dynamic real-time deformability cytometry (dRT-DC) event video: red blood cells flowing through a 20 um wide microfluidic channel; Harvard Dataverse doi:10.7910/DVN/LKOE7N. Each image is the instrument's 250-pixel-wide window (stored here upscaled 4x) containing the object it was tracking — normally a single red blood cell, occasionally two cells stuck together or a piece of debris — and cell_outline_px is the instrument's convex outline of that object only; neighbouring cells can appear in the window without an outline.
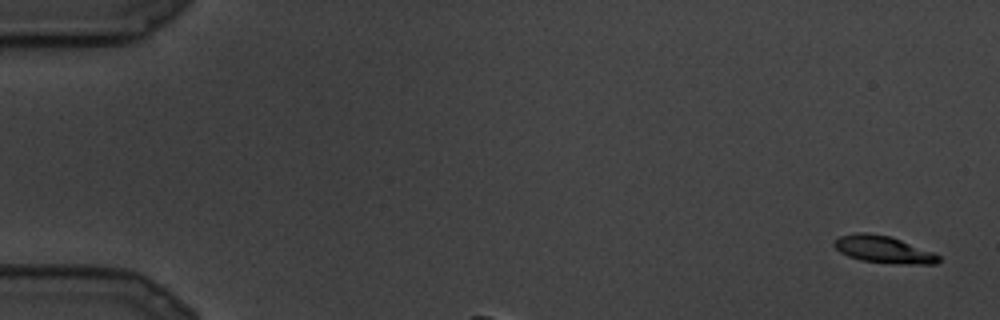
{"species": "common noctule bat (a hibernating species)", "species_latin": "Nyctalus noctula", "temperature_condition": "cold", "stored_images_in_passage": 4, "camera_frame_rate_fps": 3000, "um_per_image_px": 0.085, "animal": {"sex": "male", "body_mass_g": 19.5, "forearm_length_mm": 54.6}, "frame": {"image": 1, "passage_image": 1, "time_ms": 0.0, "image_size_px": [1000, 320], "cell_outline_px": [[940, 260], [936, 264], [900, 264], [860, 260], [848, 256], [840, 252], [832, 244], [832, 240], [840, 236], [856, 232], [868, 232], [892, 236], [932, 252], [940, 256]], "centroid_in_image_um": [75.06, 21.19], "position_along_channel_um": 9.9, "area_um2": 16.65}}